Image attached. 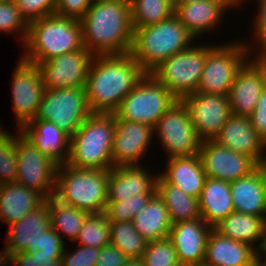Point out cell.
Returning a JSON list of instances; mask_svg holds the SVG:
<instances>
[{
    "label": "cell",
    "mask_w": 266,
    "mask_h": 266,
    "mask_svg": "<svg viewBox=\"0 0 266 266\" xmlns=\"http://www.w3.org/2000/svg\"><path fill=\"white\" fill-rule=\"evenodd\" d=\"M199 156L207 177L228 183L248 175L258 166L248 155L220 146L214 140L201 142Z\"/></svg>",
    "instance_id": "e0dca14e"
},
{
    "label": "cell",
    "mask_w": 266,
    "mask_h": 266,
    "mask_svg": "<svg viewBox=\"0 0 266 266\" xmlns=\"http://www.w3.org/2000/svg\"><path fill=\"white\" fill-rule=\"evenodd\" d=\"M133 224L137 232L147 242L169 237L172 223L166 205L157 192L135 215Z\"/></svg>",
    "instance_id": "4dcf8cb0"
},
{
    "label": "cell",
    "mask_w": 266,
    "mask_h": 266,
    "mask_svg": "<svg viewBox=\"0 0 266 266\" xmlns=\"http://www.w3.org/2000/svg\"><path fill=\"white\" fill-rule=\"evenodd\" d=\"M78 245L102 248L111 243L110 221L105 213H88L75 240Z\"/></svg>",
    "instance_id": "d590c367"
},
{
    "label": "cell",
    "mask_w": 266,
    "mask_h": 266,
    "mask_svg": "<svg viewBox=\"0 0 266 266\" xmlns=\"http://www.w3.org/2000/svg\"><path fill=\"white\" fill-rule=\"evenodd\" d=\"M16 138L17 175L15 182L40 193L45 199L56 190L57 166L19 131Z\"/></svg>",
    "instance_id": "7c38bea8"
},
{
    "label": "cell",
    "mask_w": 266,
    "mask_h": 266,
    "mask_svg": "<svg viewBox=\"0 0 266 266\" xmlns=\"http://www.w3.org/2000/svg\"><path fill=\"white\" fill-rule=\"evenodd\" d=\"M266 83V53L256 54L237 72L228 93L232 115L250 116Z\"/></svg>",
    "instance_id": "2e32d148"
},
{
    "label": "cell",
    "mask_w": 266,
    "mask_h": 266,
    "mask_svg": "<svg viewBox=\"0 0 266 266\" xmlns=\"http://www.w3.org/2000/svg\"><path fill=\"white\" fill-rule=\"evenodd\" d=\"M74 252H67L66 248L61 257V266H95L101 248L81 246Z\"/></svg>",
    "instance_id": "7bdbcfd3"
},
{
    "label": "cell",
    "mask_w": 266,
    "mask_h": 266,
    "mask_svg": "<svg viewBox=\"0 0 266 266\" xmlns=\"http://www.w3.org/2000/svg\"><path fill=\"white\" fill-rule=\"evenodd\" d=\"M141 259L144 265H181L169 237L147 242Z\"/></svg>",
    "instance_id": "ab89813d"
},
{
    "label": "cell",
    "mask_w": 266,
    "mask_h": 266,
    "mask_svg": "<svg viewBox=\"0 0 266 266\" xmlns=\"http://www.w3.org/2000/svg\"><path fill=\"white\" fill-rule=\"evenodd\" d=\"M128 260L118 247L110 243L101 248L95 266H123Z\"/></svg>",
    "instance_id": "bcb514c9"
},
{
    "label": "cell",
    "mask_w": 266,
    "mask_h": 266,
    "mask_svg": "<svg viewBox=\"0 0 266 266\" xmlns=\"http://www.w3.org/2000/svg\"><path fill=\"white\" fill-rule=\"evenodd\" d=\"M257 257V251L248 244L221 235L214 228L206 242L204 263L210 266H245Z\"/></svg>",
    "instance_id": "484cf974"
},
{
    "label": "cell",
    "mask_w": 266,
    "mask_h": 266,
    "mask_svg": "<svg viewBox=\"0 0 266 266\" xmlns=\"http://www.w3.org/2000/svg\"><path fill=\"white\" fill-rule=\"evenodd\" d=\"M80 23L83 46L94 56L130 53L134 30L129 0H93Z\"/></svg>",
    "instance_id": "7a4b0ae2"
},
{
    "label": "cell",
    "mask_w": 266,
    "mask_h": 266,
    "mask_svg": "<svg viewBox=\"0 0 266 266\" xmlns=\"http://www.w3.org/2000/svg\"><path fill=\"white\" fill-rule=\"evenodd\" d=\"M94 55L84 46L38 63L45 89L85 87Z\"/></svg>",
    "instance_id": "9a60e30c"
},
{
    "label": "cell",
    "mask_w": 266,
    "mask_h": 266,
    "mask_svg": "<svg viewBox=\"0 0 266 266\" xmlns=\"http://www.w3.org/2000/svg\"><path fill=\"white\" fill-rule=\"evenodd\" d=\"M133 30L167 20L174 15L172 0H129Z\"/></svg>",
    "instance_id": "836d02e7"
},
{
    "label": "cell",
    "mask_w": 266,
    "mask_h": 266,
    "mask_svg": "<svg viewBox=\"0 0 266 266\" xmlns=\"http://www.w3.org/2000/svg\"><path fill=\"white\" fill-rule=\"evenodd\" d=\"M63 253H46L38 250L34 253L19 252L11 255L13 266H61Z\"/></svg>",
    "instance_id": "60d3db41"
},
{
    "label": "cell",
    "mask_w": 266,
    "mask_h": 266,
    "mask_svg": "<svg viewBox=\"0 0 266 266\" xmlns=\"http://www.w3.org/2000/svg\"><path fill=\"white\" fill-rule=\"evenodd\" d=\"M212 227L202 218L172 224L169 238L174 244L181 266L204 263L206 242Z\"/></svg>",
    "instance_id": "ffe728a7"
},
{
    "label": "cell",
    "mask_w": 266,
    "mask_h": 266,
    "mask_svg": "<svg viewBox=\"0 0 266 266\" xmlns=\"http://www.w3.org/2000/svg\"><path fill=\"white\" fill-rule=\"evenodd\" d=\"M246 1L248 2L249 0H224L226 6L230 9V8H234V7H238L240 6L243 2L246 3Z\"/></svg>",
    "instance_id": "f907efd6"
},
{
    "label": "cell",
    "mask_w": 266,
    "mask_h": 266,
    "mask_svg": "<svg viewBox=\"0 0 266 266\" xmlns=\"http://www.w3.org/2000/svg\"><path fill=\"white\" fill-rule=\"evenodd\" d=\"M230 191L235 211L266 220V164L231 182Z\"/></svg>",
    "instance_id": "603a6c76"
},
{
    "label": "cell",
    "mask_w": 266,
    "mask_h": 266,
    "mask_svg": "<svg viewBox=\"0 0 266 266\" xmlns=\"http://www.w3.org/2000/svg\"><path fill=\"white\" fill-rule=\"evenodd\" d=\"M249 117L253 128L266 142V83L260 93L256 108Z\"/></svg>",
    "instance_id": "f6af8a7d"
},
{
    "label": "cell",
    "mask_w": 266,
    "mask_h": 266,
    "mask_svg": "<svg viewBox=\"0 0 266 266\" xmlns=\"http://www.w3.org/2000/svg\"><path fill=\"white\" fill-rule=\"evenodd\" d=\"M245 266H262V264L260 262V259L257 256L254 260H252L249 264Z\"/></svg>",
    "instance_id": "11a10c76"
},
{
    "label": "cell",
    "mask_w": 266,
    "mask_h": 266,
    "mask_svg": "<svg viewBox=\"0 0 266 266\" xmlns=\"http://www.w3.org/2000/svg\"><path fill=\"white\" fill-rule=\"evenodd\" d=\"M44 202L45 198L40 193L17 182L1 184L0 222H5L10 226Z\"/></svg>",
    "instance_id": "4316f807"
},
{
    "label": "cell",
    "mask_w": 266,
    "mask_h": 266,
    "mask_svg": "<svg viewBox=\"0 0 266 266\" xmlns=\"http://www.w3.org/2000/svg\"><path fill=\"white\" fill-rule=\"evenodd\" d=\"M153 128L141 122L122 120L115 115L113 167L140 165L153 139Z\"/></svg>",
    "instance_id": "ac0fdd59"
},
{
    "label": "cell",
    "mask_w": 266,
    "mask_h": 266,
    "mask_svg": "<svg viewBox=\"0 0 266 266\" xmlns=\"http://www.w3.org/2000/svg\"><path fill=\"white\" fill-rule=\"evenodd\" d=\"M172 1L175 7L178 4H184V3L191 2V1H206V0H172Z\"/></svg>",
    "instance_id": "db71d44e"
},
{
    "label": "cell",
    "mask_w": 266,
    "mask_h": 266,
    "mask_svg": "<svg viewBox=\"0 0 266 266\" xmlns=\"http://www.w3.org/2000/svg\"><path fill=\"white\" fill-rule=\"evenodd\" d=\"M214 229L227 238L248 244L257 252L266 246V220L263 217L234 211Z\"/></svg>",
    "instance_id": "f1b7e54d"
},
{
    "label": "cell",
    "mask_w": 266,
    "mask_h": 266,
    "mask_svg": "<svg viewBox=\"0 0 266 266\" xmlns=\"http://www.w3.org/2000/svg\"><path fill=\"white\" fill-rule=\"evenodd\" d=\"M64 239L52 228L50 227L48 230L42 234L41 246H39V250L41 252L46 253H64Z\"/></svg>",
    "instance_id": "c3c4849f"
},
{
    "label": "cell",
    "mask_w": 266,
    "mask_h": 266,
    "mask_svg": "<svg viewBox=\"0 0 266 266\" xmlns=\"http://www.w3.org/2000/svg\"><path fill=\"white\" fill-rule=\"evenodd\" d=\"M198 202L201 218L212 228L235 211L230 183L216 178H206Z\"/></svg>",
    "instance_id": "f546056e"
},
{
    "label": "cell",
    "mask_w": 266,
    "mask_h": 266,
    "mask_svg": "<svg viewBox=\"0 0 266 266\" xmlns=\"http://www.w3.org/2000/svg\"><path fill=\"white\" fill-rule=\"evenodd\" d=\"M167 161V168L160 175L169 184L175 185L186 194L199 199L207 178L199 154L171 157Z\"/></svg>",
    "instance_id": "83f0119b"
},
{
    "label": "cell",
    "mask_w": 266,
    "mask_h": 266,
    "mask_svg": "<svg viewBox=\"0 0 266 266\" xmlns=\"http://www.w3.org/2000/svg\"><path fill=\"white\" fill-rule=\"evenodd\" d=\"M257 256L260 259L262 266H266V246L257 252Z\"/></svg>",
    "instance_id": "816d5d0a"
},
{
    "label": "cell",
    "mask_w": 266,
    "mask_h": 266,
    "mask_svg": "<svg viewBox=\"0 0 266 266\" xmlns=\"http://www.w3.org/2000/svg\"><path fill=\"white\" fill-rule=\"evenodd\" d=\"M201 141L214 140L232 115L228 96L194 92L180 100Z\"/></svg>",
    "instance_id": "4fadbf2b"
},
{
    "label": "cell",
    "mask_w": 266,
    "mask_h": 266,
    "mask_svg": "<svg viewBox=\"0 0 266 266\" xmlns=\"http://www.w3.org/2000/svg\"><path fill=\"white\" fill-rule=\"evenodd\" d=\"M156 192L166 205L172 224L201 219L198 198L186 194L175 185L169 184L160 174L157 178Z\"/></svg>",
    "instance_id": "1f68e13d"
},
{
    "label": "cell",
    "mask_w": 266,
    "mask_h": 266,
    "mask_svg": "<svg viewBox=\"0 0 266 266\" xmlns=\"http://www.w3.org/2000/svg\"><path fill=\"white\" fill-rule=\"evenodd\" d=\"M23 46L21 58L35 65L79 50L83 47L80 20L52 14L31 21Z\"/></svg>",
    "instance_id": "3957f363"
},
{
    "label": "cell",
    "mask_w": 266,
    "mask_h": 266,
    "mask_svg": "<svg viewBox=\"0 0 266 266\" xmlns=\"http://www.w3.org/2000/svg\"><path fill=\"white\" fill-rule=\"evenodd\" d=\"M193 40V35L173 15L159 23L134 29L130 54L150 73L172 55L191 47Z\"/></svg>",
    "instance_id": "277c9868"
},
{
    "label": "cell",
    "mask_w": 266,
    "mask_h": 266,
    "mask_svg": "<svg viewBox=\"0 0 266 266\" xmlns=\"http://www.w3.org/2000/svg\"><path fill=\"white\" fill-rule=\"evenodd\" d=\"M28 27L29 23L21 15L14 0L0 2V32L18 35V39L21 38V43L23 42L24 45L28 35Z\"/></svg>",
    "instance_id": "74e56055"
},
{
    "label": "cell",
    "mask_w": 266,
    "mask_h": 266,
    "mask_svg": "<svg viewBox=\"0 0 266 266\" xmlns=\"http://www.w3.org/2000/svg\"><path fill=\"white\" fill-rule=\"evenodd\" d=\"M153 194H139L117 202H107L105 213L110 222H133L135 215L148 203Z\"/></svg>",
    "instance_id": "f35d334b"
},
{
    "label": "cell",
    "mask_w": 266,
    "mask_h": 266,
    "mask_svg": "<svg viewBox=\"0 0 266 266\" xmlns=\"http://www.w3.org/2000/svg\"><path fill=\"white\" fill-rule=\"evenodd\" d=\"M227 9L224 0L191 1L176 5L174 15L197 39L213 31L224 20L222 16Z\"/></svg>",
    "instance_id": "d4e9b609"
},
{
    "label": "cell",
    "mask_w": 266,
    "mask_h": 266,
    "mask_svg": "<svg viewBox=\"0 0 266 266\" xmlns=\"http://www.w3.org/2000/svg\"><path fill=\"white\" fill-rule=\"evenodd\" d=\"M207 54L208 44H192L160 63L150 74L180 101L197 91Z\"/></svg>",
    "instance_id": "9c48e42d"
},
{
    "label": "cell",
    "mask_w": 266,
    "mask_h": 266,
    "mask_svg": "<svg viewBox=\"0 0 266 266\" xmlns=\"http://www.w3.org/2000/svg\"><path fill=\"white\" fill-rule=\"evenodd\" d=\"M0 266H12L11 254L7 246L0 251Z\"/></svg>",
    "instance_id": "681fc988"
},
{
    "label": "cell",
    "mask_w": 266,
    "mask_h": 266,
    "mask_svg": "<svg viewBox=\"0 0 266 266\" xmlns=\"http://www.w3.org/2000/svg\"><path fill=\"white\" fill-rule=\"evenodd\" d=\"M123 266H144L143 260L140 259H129Z\"/></svg>",
    "instance_id": "f5cc1de1"
},
{
    "label": "cell",
    "mask_w": 266,
    "mask_h": 266,
    "mask_svg": "<svg viewBox=\"0 0 266 266\" xmlns=\"http://www.w3.org/2000/svg\"><path fill=\"white\" fill-rule=\"evenodd\" d=\"M257 2L259 3L257 9L259 11H257L252 30L254 29V36L258 40H256L257 44L260 43L261 49L257 51V54H264L266 53V0H258Z\"/></svg>",
    "instance_id": "7dc6e473"
},
{
    "label": "cell",
    "mask_w": 266,
    "mask_h": 266,
    "mask_svg": "<svg viewBox=\"0 0 266 266\" xmlns=\"http://www.w3.org/2000/svg\"><path fill=\"white\" fill-rule=\"evenodd\" d=\"M196 266H210V265H207L205 263H201L200 265H196Z\"/></svg>",
    "instance_id": "6f0895ef"
},
{
    "label": "cell",
    "mask_w": 266,
    "mask_h": 266,
    "mask_svg": "<svg viewBox=\"0 0 266 266\" xmlns=\"http://www.w3.org/2000/svg\"><path fill=\"white\" fill-rule=\"evenodd\" d=\"M93 0H56L55 14L81 20Z\"/></svg>",
    "instance_id": "ee69618b"
},
{
    "label": "cell",
    "mask_w": 266,
    "mask_h": 266,
    "mask_svg": "<svg viewBox=\"0 0 266 266\" xmlns=\"http://www.w3.org/2000/svg\"><path fill=\"white\" fill-rule=\"evenodd\" d=\"M50 227V209L44 202L20 221L9 226L10 229L4 241L10 254L38 251L41 246L42 234Z\"/></svg>",
    "instance_id": "7402d4cb"
},
{
    "label": "cell",
    "mask_w": 266,
    "mask_h": 266,
    "mask_svg": "<svg viewBox=\"0 0 266 266\" xmlns=\"http://www.w3.org/2000/svg\"><path fill=\"white\" fill-rule=\"evenodd\" d=\"M16 65L12 74V108L20 129L35 118L45 87L35 64L20 57Z\"/></svg>",
    "instance_id": "5bb4252c"
},
{
    "label": "cell",
    "mask_w": 266,
    "mask_h": 266,
    "mask_svg": "<svg viewBox=\"0 0 266 266\" xmlns=\"http://www.w3.org/2000/svg\"><path fill=\"white\" fill-rule=\"evenodd\" d=\"M168 158L199 154L201 140L191 122L187 108L177 101L153 128Z\"/></svg>",
    "instance_id": "8fae6325"
},
{
    "label": "cell",
    "mask_w": 266,
    "mask_h": 266,
    "mask_svg": "<svg viewBox=\"0 0 266 266\" xmlns=\"http://www.w3.org/2000/svg\"><path fill=\"white\" fill-rule=\"evenodd\" d=\"M17 134L8 133L0 126V185L15 182L17 175Z\"/></svg>",
    "instance_id": "8d00e7d4"
},
{
    "label": "cell",
    "mask_w": 266,
    "mask_h": 266,
    "mask_svg": "<svg viewBox=\"0 0 266 266\" xmlns=\"http://www.w3.org/2000/svg\"><path fill=\"white\" fill-rule=\"evenodd\" d=\"M145 74L130 53L94 56L85 84L91 113H114Z\"/></svg>",
    "instance_id": "6da1fadb"
},
{
    "label": "cell",
    "mask_w": 266,
    "mask_h": 266,
    "mask_svg": "<svg viewBox=\"0 0 266 266\" xmlns=\"http://www.w3.org/2000/svg\"><path fill=\"white\" fill-rule=\"evenodd\" d=\"M90 114L85 87L45 89L34 119L51 121L71 137Z\"/></svg>",
    "instance_id": "30bf717a"
},
{
    "label": "cell",
    "mask_w": 266,
    "mask_h": 266,
    "mask_svg": "<svg viewBox=\"0 0 266 266\" xmlns=\"http://www.w3.org/2000/svg\"><path fill=\"white\" fill-rule=\"evenodd\" d=\"M20 133L57 167L68 163L70 136L51 121L33 119Z\"/></svg>",
    "instance_id": "44dd1931"
},
{
    "label": "cell",
    "mask_w": 266,
    "mask_h": 266,
    "mask_svg": "<svg viewBox=\"0 0 266 266\" xmlns=\"http://www.w3.org/2000/svg\"><path fill=\"white\" fill-rule=\"evenodd\" d=\"M152 175L142 165L112 167L109 169L108 202L154 194L158 175Z\"/></svg>",
    "instance_id": "cb8c5ba5"
},
{
    "label": "cell",
    "mask_w": 266,
    "mask_h": 266,
    "mask_svg": "<svg viewBox=\"0 0 266 266\" xmlns=\"http://www.w3.org/2000/svg\"><path fill=\"white\" fill-rule=\"evenodd\" d=\"M178 99L150 73L123 98L114 114L130 122H141L154 128L159 118Z\"/></svg>",
    "instance_id": "ba28073f"
},
{
    "label": "cell",
    "mask_w": 266,
    "mask_h": 266,
    "mask_svg": "<svg viewBox=\"0 0 266 266\" xmlns=\"http://www.w3.org/2000/svg\"><path fill=\"white\" fill-rule=\"evenodd\" d=\"M111 244L118 247L129 259H140L147 241L137 232L133 222H110Z\"/></svg>",
    "instance_id": "e575fe53"
},
{
    "label": "cell",
    "mask_w": 266,
    "mask_h": 266,
    "mask_svg": "<svg viewBox=\"0 0 266 266\" xmlns=\"http://www.w3.org/2000/svg\"><path fill=\"white\" fill-rule=\"evenodd\" d=\"M45 202L50 209L51 227L62 239L65 234L64 236L67 235L70 241H75L88 213L73 206L63 204L54 196L45 199Z\"/></svg>",
    "instance_id": "d6a6232c"
},
{
    "label": "cell",
    "mask_w": 266,
    "mask_h": 266,
    "mask_svg": "<svg viewBox=\"0 0 266 266\" xmlns=\"http://www.w3.org/2000/svg\"><path fill=\"white\" fill-rule=\"evenodd\" d=\"M144 266H181V265H144Z\"/></svg>",
    "instance_id": "9f6ffc18"
},
{
    "label": "cell",
    "mask_w": 266,
    "mask_h": 266,
    "mask_svg": "<svg viewBox=\"0 0 266 266\" xmlns=\"http://www.w3.org/2000/svg\"><path fill=\"white\" fill-rule=\"evenodd\" d=\"M214 141L251 157L258 165L266 164V142L253 128L250 117L231 115Z\"/></svg>",
    "instance_id": "d6986e66"
},
{
    "label": "cell",
    "mask_w": 266,
    "mask_h": 266,
    "mask_svg": "<svg viewBox=\"0 0 266 266\" xmlns=\"http://www.w3.org/2000/svg\"><path fill=\"white\" fill-rule=\"evenodd\" d=\"M109 169L76 168L63 164L56 170L54 197L87 213L103 212L108 202Z\"/></svg>",
    "instance_id": "8992f818"
},
{
    "label": "cell",
    "mask_w": 266,
    "mask_h": 266,
    "mask_svg": "<svg viewBox=\"0 0 266 266\" xmlns=\"http://www.w3.org/2000/svg\"><path fill=\"white\" fill-rule=\"evenodd\" d=\"M250 45L245 41L208 45V54L196 92L228 96L237 72L251 58L249 54L253 55V44L251 47Z\"/></svg>",
    "instance_id": "52a82bcc"
},
{
    "label": "cell",
    "mask_w": 266,
    "mask_h": 266,
    "mask_svg": "<svg viewBox=\"0 0 266 266\" xmlns=\"http://www.w3.org/2000/svg\"><path fill=\"white\" fill-rule=\"evenodd\" d=\"M14 2L28 23L55 14L56 0H14Z\"/></svg>",
    "instance_id": "b9f144b4"
},
{
    "label": "cell",
    "mask_w": 266,
    "mask_h": 266,
    "mask_svg": "<svg viewBox=\"0 0 266 266\" xmlns=\"http://www.w3.org/2000/svg\"><path fill=\"white\" fill-rule=\"evenodd\" d=\"M114 113H91L70 137L68 165L86 169H111Z\"/></svg>",
    "instance_id": "5b68a950"
}]
</instances>
